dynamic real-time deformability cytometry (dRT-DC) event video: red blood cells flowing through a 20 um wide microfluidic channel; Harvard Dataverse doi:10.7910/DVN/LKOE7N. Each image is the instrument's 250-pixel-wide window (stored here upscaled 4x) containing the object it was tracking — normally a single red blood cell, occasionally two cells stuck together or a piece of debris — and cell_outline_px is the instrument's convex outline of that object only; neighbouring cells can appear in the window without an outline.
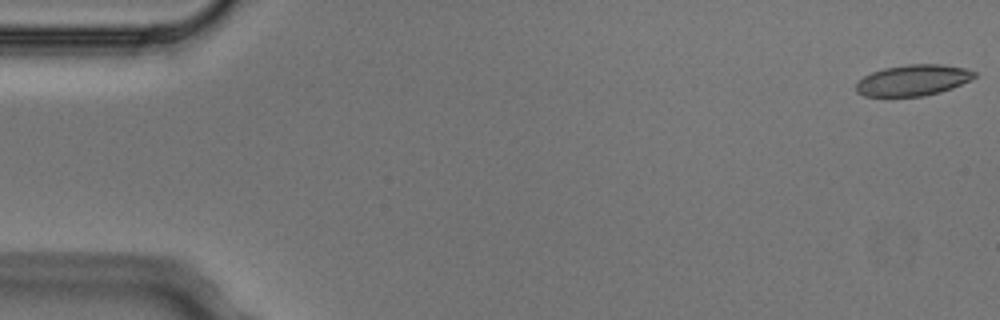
{"species": "Egyptian fruit bat (a non-hibernating species)", "species_latin": "Rousettus aegyptiacus", "temperature_condition": "cold", "stored_images_in_passage": 5, "camera_frame_rate_fps": 3000, "um_per_image_px": 0.085, "animal": {"sex": "male"}, "frame": {"image": 1, "passage_image": 1, "time_ms": 0.0, "image_size_px": [1000, 320], "cell_outline_px": [[976, 76], [952, 88], [940, 92], [924, 96], [864, 96], [856, 92], [856, 84], [864, 76], [872, 72], [884, 68], [908, 64], [940, 64], [964, 68], [976, 72]], "centroid_in_image_um": [77.59, 6.82], "position_along_channel_um": 7.4, "area_um2": 21.21}}